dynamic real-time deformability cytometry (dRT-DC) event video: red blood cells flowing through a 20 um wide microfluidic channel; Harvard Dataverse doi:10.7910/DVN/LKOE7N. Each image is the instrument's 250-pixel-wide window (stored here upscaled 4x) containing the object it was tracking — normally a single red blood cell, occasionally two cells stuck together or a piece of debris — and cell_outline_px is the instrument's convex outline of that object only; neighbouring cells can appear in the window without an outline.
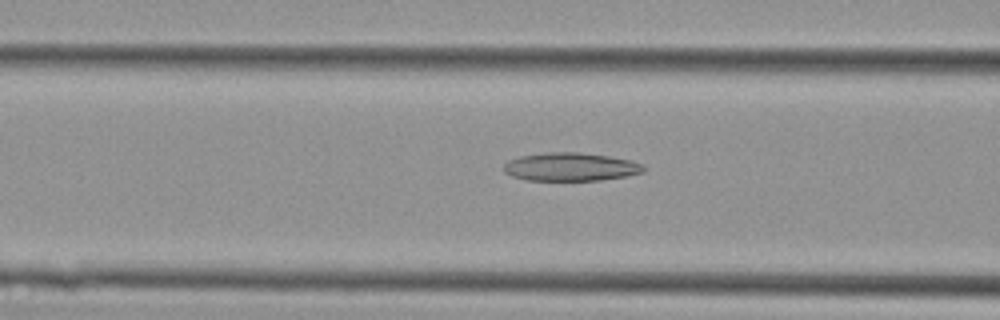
{"species": "Egyptian fruit bat (a non-hibernating species)", "species_latin": "Rousettus aegyptiacus", "temperature_condition": "cold", "stored_images_in_passage": 29, "camera_frame_rate_fps": 3000, "um_per_image_px": 0.085, "animal": {"sex": "female"}, "frame": {"image": 1, "passage_image": 6, "time_ms": 1.667, "image_size_px": [1000, 320], "cell_outline_px": [[644, 172], [624, 176], [600, 180], [528, 180], [512, 176], [504, 172], [504, 164], [508, 160], [520, 156], [548, 152], [576, 152], [608, 156], [632, 160], [644, 164]], "centroid_in_image_um": [48.5, 14.18], "position_along_channel_um": 118.1, "area_um2": 22.95}}
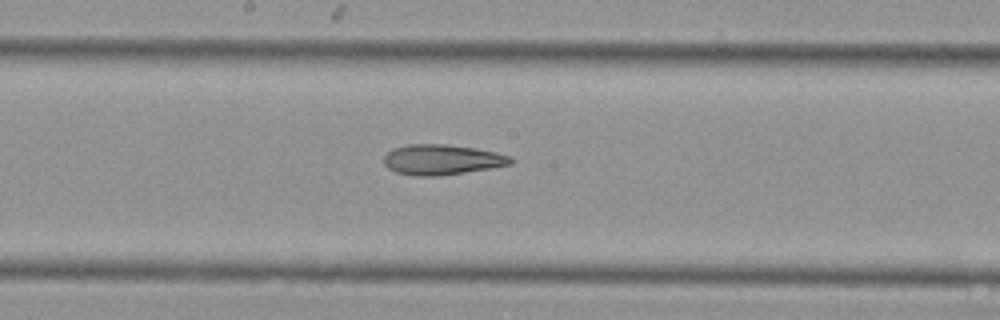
{"frame": {"image": 2, "passage_image": 12, "time_ms": 3.667, "image_size_px": [1000, 320], "cell_outline_px": [[512, 164], [440, 176], [416, 176], [396, 172], [388, 168], [384, 164], [384, 156], [392, 148], [408, 144], [444, 144], [476, 148], [496, 152], [512, 156]], "centroid_in_image_um": [37.54, 13.56], "position_along_channel_um": 210.7, "area_um2": 22.37}}
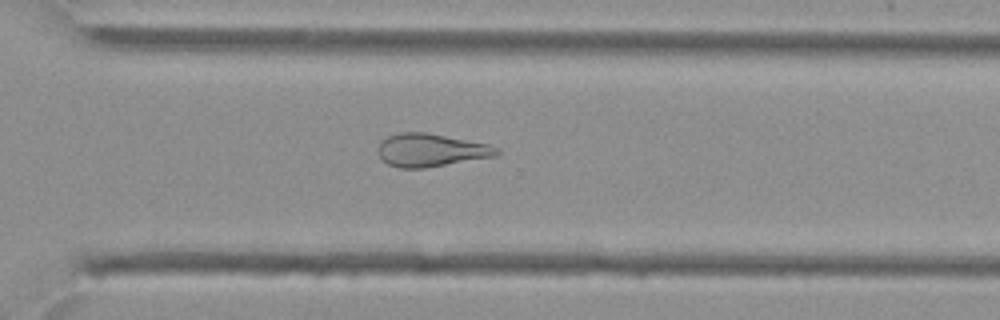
{"frame": {"image": 3, "passage_image": 20, "time_ms": 6.333, "image_size_px": [1000, 320], "cell_outline_px": [[500, 152], [496, 156], [424, 168], [396, 168], [388, 164], [380, 156], [380, 140], [388, 136], [400, 132], [428, 132], [488, 144], [500, 148]], "centroid_in_image_um": [36.64, 12.76], "position_along_channel_um": 334.0, "area_um2": 22.77}}